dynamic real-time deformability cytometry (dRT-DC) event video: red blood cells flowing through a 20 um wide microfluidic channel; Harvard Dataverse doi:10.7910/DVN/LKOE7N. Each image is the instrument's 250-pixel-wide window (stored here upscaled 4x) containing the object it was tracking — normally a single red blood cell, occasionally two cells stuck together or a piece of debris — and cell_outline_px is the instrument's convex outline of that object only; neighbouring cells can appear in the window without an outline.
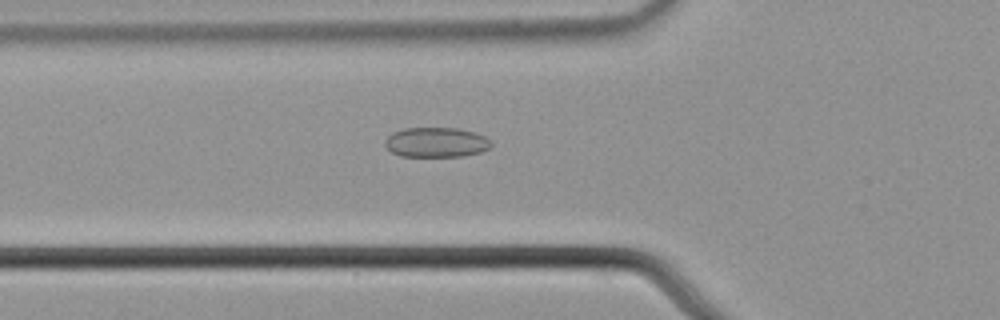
{"species": "common noctule bat (a hibernating species)", "species_latin": "Nyctalus noctula", "temperature_condition": "cold", "stored_images_in_passage": 56, "camera_frame_rate_fps": 3000, "um_per_image_px": 0.085, "animal": {"sex": "male", "body_mass_g": 21.5, "forearm_length_mm": 52.0}, "frame": {"image": 1, "passage_image": 20, "time_ms": 6.333, "image_size_px": [1000, 320], "cell_outline_px": [[492, 144], [488, 148], [480, 152], [464, 156], [400, 156], [392, 152], [384, 144], [384, 140], [392, 132], [404, 128], [456, 128], [476, 132], [492, 140]], "centroid_in_image_um": [37.08, 12.09], "position_along_channel_um": 88.7, "area_um2": 18.55}}
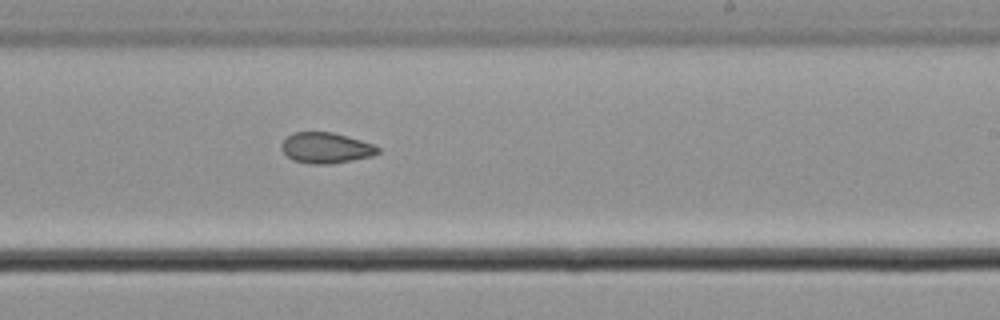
{"frame": {"image": 2, "passage_image": 34, "time_ms": 11.0, "image_size_px": [1000, 320], "cell_outline_px": [[380, 152], [372, 156], [332, 164], [312, 164], [292, 160], [280, 148], [280, 144], [292, 132], [332, 132], [348, 136], [372, 144], [380, 148]], "centroid_in_image_um": [27.69, 12.57], "position_along_channel_um": 261.3, "area_um2": 17.28}}
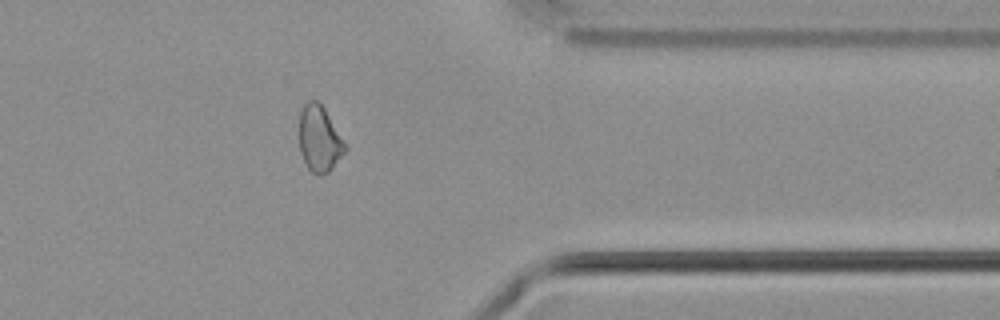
{"frame": {"image": 3, "passage_image": 45, "time_ms": 14.667, "image_size_px": [1000, 320], "cell_outline_px": [[348, 148], [332, 168], [328, 172], [312, 172], [308, 168], [300, 152], [300, 108], [308, 100], [316, 100], [324, 108]], "centroid_in_image_um": [27.14, 11.76], "position_along_channel_um": 384.3, "area_um2": 17.22}, "authors_computed_cell_mechanics": {"area_um2": 19.3341, "velocity_mm_per_s": 3.6909, "shape_relaxation_time_tau1_ms": null, "shape_relaxation_time_tau2_ms": 4.951, "deformation_change_tau1": null, "deformation_change_tau2": 0.0904}}